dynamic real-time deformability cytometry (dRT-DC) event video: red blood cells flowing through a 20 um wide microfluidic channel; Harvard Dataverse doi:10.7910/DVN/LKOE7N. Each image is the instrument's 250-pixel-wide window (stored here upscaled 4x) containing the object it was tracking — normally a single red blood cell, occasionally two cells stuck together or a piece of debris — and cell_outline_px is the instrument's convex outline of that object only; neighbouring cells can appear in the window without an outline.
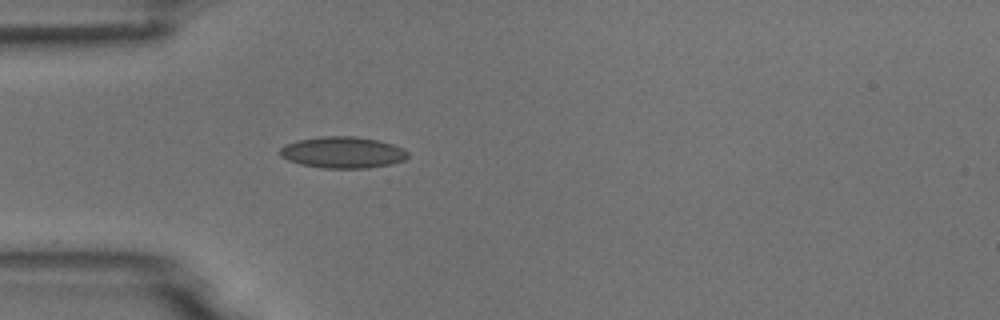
{"species": "common noctule bat (a hibernating species)", "species_latin": "Nyctalus noctula", "temperature_condition": "room temperature", "stored_images_in_passage": 1, "camera_frame_rate_fps": 3000, "um_per_image_px": 0.085, "animal": {"sex": "male", "body_mass_g": 18.8}, "frame": {"image": 1, "passage_image": 1, "time_ms": 0.0, "image_size_px": [1000, 320], "cell_outline_px": [[408, 156], [404, 160], [392, 164], [368, 168], [324, 168], [300, 164], [288, 160], [280, 156], [280, 148], [284, 144], [300, 140], [320, 136], [356, 136], [380, 140], [404, 148], [408, 152]], "centroid_in_image_um": [29.15, 12.95], "position_along_channel_um": 55.9, "area_um2": 23.58}}